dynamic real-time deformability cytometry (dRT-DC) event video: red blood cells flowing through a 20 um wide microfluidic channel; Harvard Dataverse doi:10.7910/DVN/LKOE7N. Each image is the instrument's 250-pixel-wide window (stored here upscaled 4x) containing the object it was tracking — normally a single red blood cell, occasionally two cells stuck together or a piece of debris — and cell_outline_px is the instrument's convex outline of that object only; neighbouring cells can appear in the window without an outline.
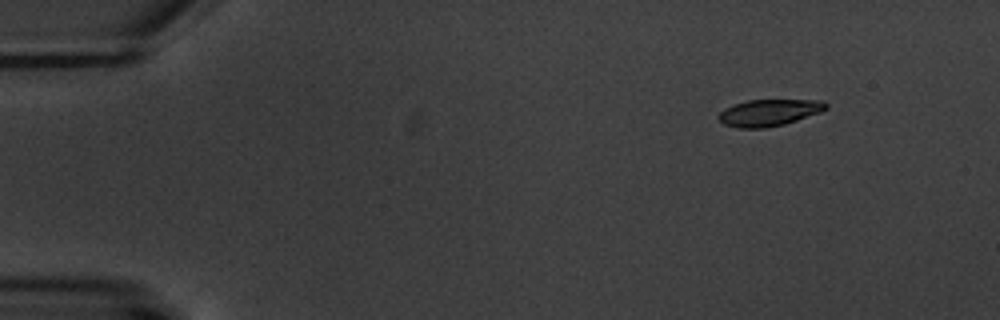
{"species": "common noctule bat (a hibernating species)", "species_latin": "Nyctalus noctula", "temperature_condition": "warm", "stored_images_in_passage": 5, "camera_frame_rate_fps": 3000, "um_per_image_px": 0.085, "animal": {"sex": "male", "body_mass_g": 20.1, "forearm_length_mm": 53.5}, "frame": {"image": 1, "passage_image": 1, "time_ms": 0.0, "image_size_px": [1000, 320], "cell_outline_px": [[828, 108], [820, 112], [784, 124], [764, 128], [740, 128], [724, 124], [716, 116], [724, 108], [732, 104], [748, 100], [824, 100], [828, 104]], "centroid_in_image_um": [65.35, 9.56], "position_along_channel_um": 19.6, "area_um2": 16.7}}